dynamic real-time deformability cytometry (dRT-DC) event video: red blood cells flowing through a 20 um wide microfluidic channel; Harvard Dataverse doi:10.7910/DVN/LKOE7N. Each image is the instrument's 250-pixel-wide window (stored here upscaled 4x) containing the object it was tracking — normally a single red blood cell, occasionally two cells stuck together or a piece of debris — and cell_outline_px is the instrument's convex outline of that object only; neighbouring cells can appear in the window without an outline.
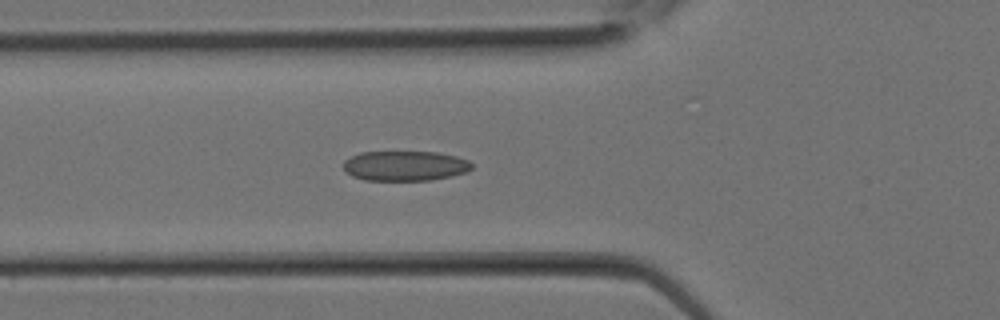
{"species": "Egyptian fruit bat (a non-hibernating species)", "species_latin": "Rousettus aegyptiacus", "temperature_condition": "room temperature", "stored_images_in_passage": 12, "camera_frame_rate_fps": 3000, "um_per_image_px": 0.085, "animal": {"sex": "female"}, "frame": {"image": 1, "passage_image": 10, "time_ms": 3.0, "image_size_px": [1000, 320], "cell_outline_px": [[472, 168], [468, 172], [452, 176], [432, 180], [364, 180], [352, 176], [344, 168], [344, 160], [360, 152], [436, 152], [456, 156], [468, 160], [472, 164]], "centroid_in_image_um": [34.45, 14.1], "position_along_channel_um": 91.3, "area_um2": 22.43}}
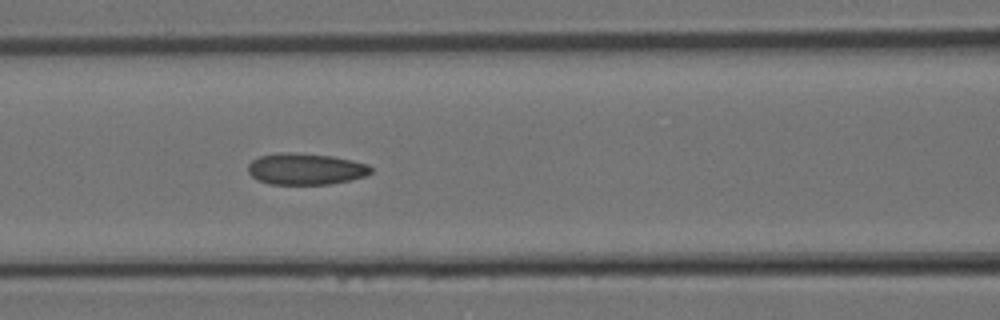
{"frame": {"image": 2, "passage_image": 12, "time_ms": 3.667, "image_size_px": [1000, 320], "cell_outline_px": [[372, 172], [364, 176], [348, 180], [328, 184], [268, 184], [256, 180], [248, 172], [248, 164], [252, 160], [260, 156], [280, 152], [296, 152], [332, 156], [352, 160], [368, 164], [372, 168]], "centroid_in_image_um": [25.95, 14.35], "position_along_channel_um": 140.7, "area_um2": 22.6}}